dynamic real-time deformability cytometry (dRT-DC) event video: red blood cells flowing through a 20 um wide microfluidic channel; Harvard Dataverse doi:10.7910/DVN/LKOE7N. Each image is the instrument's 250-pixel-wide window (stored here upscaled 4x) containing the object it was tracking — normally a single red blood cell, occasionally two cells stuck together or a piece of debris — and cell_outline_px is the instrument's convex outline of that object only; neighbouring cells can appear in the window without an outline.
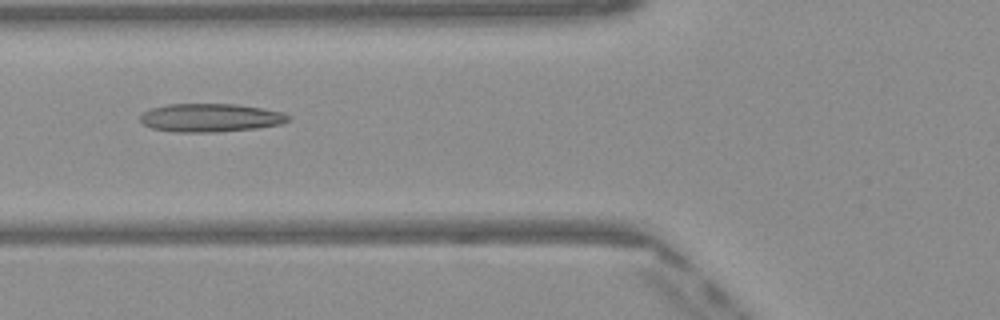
{"species": "Egyptian fruit bat (a non-hibernating species)", "species_latin": "Rousettus aegyptiacus", "temperature_condition": "warm", "stored_images_in_passage": 49, "camera_frame_rate_fps": 3000, "um_per_image_px": 0.085, "frame": {"image": 1, "passage_image": 19, "time_ms": 6.0, "image_size_px": [1000, 320], "cell_outline_px": [[292, 120], [280, 124], [256, 128], [216, 132], [172, 132], [152, 128], [144, 124], [140, 120], [140, 116], [144, 112], [152, 108], [168, 104], [240, 104], [264, 108], [284, 112], [292, 116]], "centroid_in_image_um": [17.95, 10.0], "position_along_channel_um": 107.8, "area_um2": 24.68}}
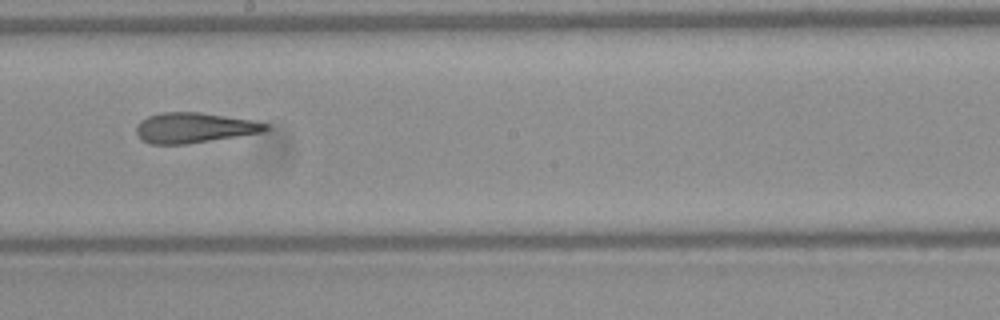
{"frame": {"image": 2, "passage_image": 28, "time_ms": 9.0, "image_size_px": [1000, 320], "cell_outline_px": [[268, 128], [260, 132], [188, 144], [152, 144], [144, 140], [136, 132], [136, 124], [140, 120], [148, 116], [160, 112], [200, 112], [252, 120], [268, 124]], "centroid_in_image_um": [16.45, 10.85], "position_along_channel_um": 231.7, "area_um2": 22.54}}
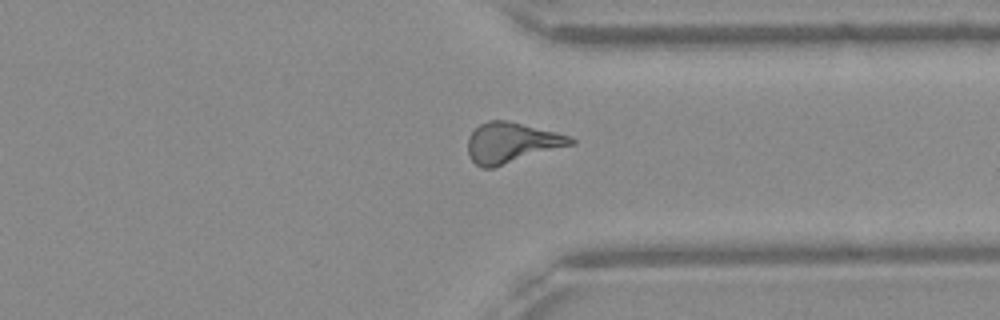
{"frame": {"image": 3, "passage_image": 38, "time_ms": 12.333, "image_size_px": [1000, 320], "cell_outline_px": [[576, 144], [492, 168], [480, 168], [468, 156], [468, 136], [480, 124], [488, 120], [504, 120], [556, 132], [568, 136], [576, 140]], "centroid_in_image_um": [43.47, 12.14], "position_along_channel_um": 367.9, "area_um2": 24.16}, "authors_computed_cell_mechanics": {"area_um2": 23.7558, "velocity_mm_per_s": 4.1084, "shape_relaxation_time_tau1_ms": null, "shape_relaxation_time_tau2_ms": 2.1057, "deformation_change_tau1": null, "deformation_change_tau2": 0.1316}}